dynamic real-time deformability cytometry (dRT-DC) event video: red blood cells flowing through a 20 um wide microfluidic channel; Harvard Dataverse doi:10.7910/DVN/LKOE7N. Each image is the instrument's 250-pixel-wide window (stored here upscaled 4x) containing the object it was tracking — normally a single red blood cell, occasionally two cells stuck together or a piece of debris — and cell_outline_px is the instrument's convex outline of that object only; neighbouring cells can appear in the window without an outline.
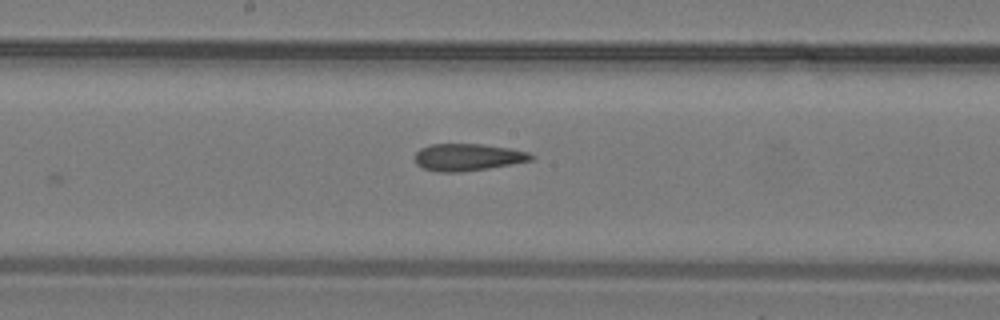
{"species": "common noctule bat (a hibernating species)", "species_latin": "Nyctalus noctula", "temperature_condition": "warm", "stored_images_in_passage": 10, "camera_frame_rate_fps": 3000, "um_per_image_px": 0.085, "animal": {"sex": "male", "body_mass_g": 19.2, "forearm_length_mm": 51.8}, "frame": {"image": 1, "passage_image": 10, "time_ms": 3.0, "image_size_px": [1000, 320], "cell_outline_px": [[536, 156], [532, 160], [488, 168], [460, 172], [436, 172], [424, 168], [416, 164], [416, 152], [420, 148], [432, 144], [480, 144], [508, 148], [528, 152]], "centroid_in_image_um": [39.75, 13.36], "position_along_channel_um": 208.5, "area_um2": 18.21}}